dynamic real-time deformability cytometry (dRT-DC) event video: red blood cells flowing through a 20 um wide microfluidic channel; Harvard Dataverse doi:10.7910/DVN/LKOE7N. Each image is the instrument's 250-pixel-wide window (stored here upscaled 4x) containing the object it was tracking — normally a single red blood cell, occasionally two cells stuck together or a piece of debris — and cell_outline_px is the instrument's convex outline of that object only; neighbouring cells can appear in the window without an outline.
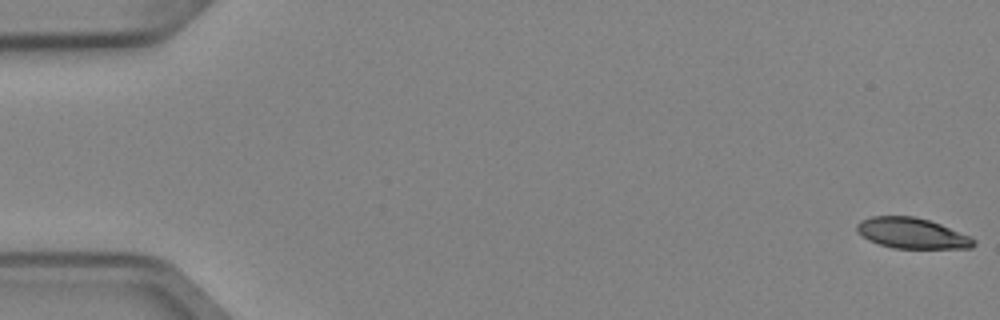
{"species": "Egyptian fruit bat (a non-hibernating species)", "species_latin": "Rousettus aegyptiacus", "temperature_condition": "cold", "stored_images_in_passage": 52, "camera_frame_rate_fps": 3000, "um_per_image_px": 0.085, "animal": {"sex": "female"}, "frame": {"image": 1, "passage_image": 1, "time_ms": 0.0, "image_size_px": [1000, 320], "cell_outline_px": [[976, 244], [972, 248], [892, 248], [868, 240], [856, 232], [856, 224], [860, 220], [872, 216], [912, 216], [928, 220], [940, 224], [972, 236], [976, 240]], "centroid_in_image_um": [77.52, 19.82], "position_along_channel_um": 7.5, "area_um2": 20.98}}
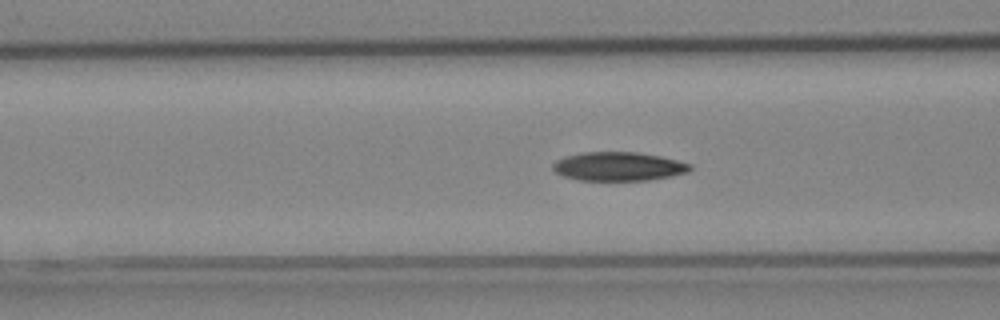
{"frame": {"image": 2, "passage_image": 21, "time_ms": 6.667, "image_size_px": [1000, 320], "cell_outline_px": [[692, 168], [688, 172], [672, 176], [648, 180], [576, 180], [564, 176], [556, 172], [552, 168], [552, 164], [556, 160], [564, 156], [580, 152], [636, 152], [660, 156], [692, 164]], "centroid_in_image_um": [52.55, 14.14], "position_along_channel_um": 114.0, "area_um2": 23.12}}
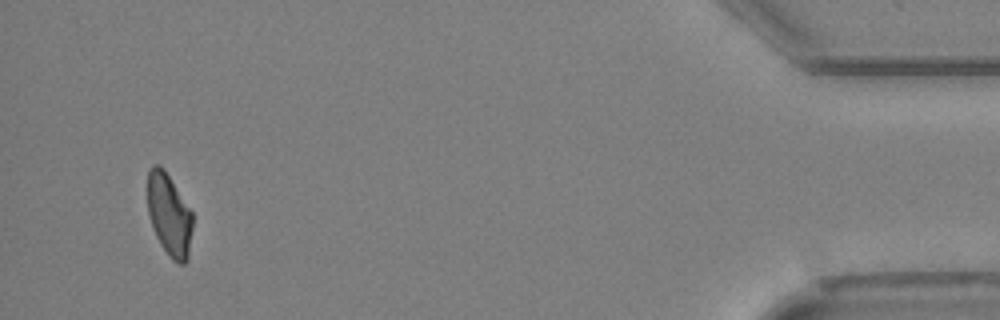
{"frame": {"image": 3, "passage_image": 50, "time_ms": 16.333, "image_size_px": [1000, 320], "cell_outline_px": [[192, 228], [188, 260], [184, 264], [180, 264], [172, 260], [168, 256], [160, 244], [156, 236], [148, 212], [148, 168], [152, 164], [160, 164], [164, 168], [192, 212]], "centroid_in_image_um": [14.38, 18.26], "position_along_channel_um": 420.8, "area_um2": 21.68}, "authors_computed_cell_mechanics": {"area_um2": 22.831, "velocity_mm_per_s": 3.9438, "shape_relaxation_time_tau1_ms": 5.0178, "shape_relaxation_time_tau2_ms": 7.3376, "deformation_change_tau1": 0.1598, "deformation_change_tau2": 0.1341}}